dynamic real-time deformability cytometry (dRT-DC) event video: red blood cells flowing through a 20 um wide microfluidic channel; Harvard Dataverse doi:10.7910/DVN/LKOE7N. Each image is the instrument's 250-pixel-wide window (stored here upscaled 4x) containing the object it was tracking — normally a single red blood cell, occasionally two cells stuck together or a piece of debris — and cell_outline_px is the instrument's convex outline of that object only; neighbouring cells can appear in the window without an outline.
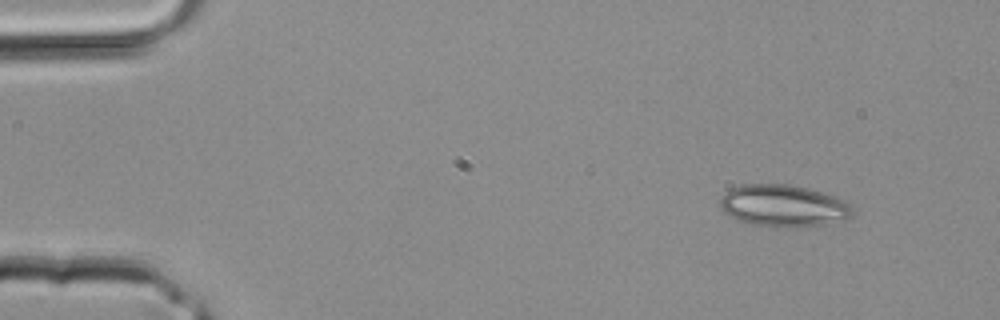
{"species": "common noctule bat (a hibernating species)", "species_latin": "Nyctalus noctula", "temperature_condition": "room temperature", "stored_images_in_passage": 2, "camera_frame_rate_fps": 3000, "um_per_image_px": 0.085, "animal": {"sex": "male", "body_mass_g": 20.4}, "frame": {"image": 1, "passage_image": 1, "time_ms": 0.0, "image_size_px": [1000, 320], "cell_outline_px": [[852, 216], [844, 220], [824, 224], [776, 228], [756, 224], [740, 220], [728, 216], [720, 208], [720, 200], [724, 192], [728, 188], [744, 184], [788, 184], [808, 188], [836, 196], [848, 200], [852, 208]], "centroid_in_image_um": [66.59, 17.47], "position_along_channel_um": 18.4, "area_um2": 32.6}}